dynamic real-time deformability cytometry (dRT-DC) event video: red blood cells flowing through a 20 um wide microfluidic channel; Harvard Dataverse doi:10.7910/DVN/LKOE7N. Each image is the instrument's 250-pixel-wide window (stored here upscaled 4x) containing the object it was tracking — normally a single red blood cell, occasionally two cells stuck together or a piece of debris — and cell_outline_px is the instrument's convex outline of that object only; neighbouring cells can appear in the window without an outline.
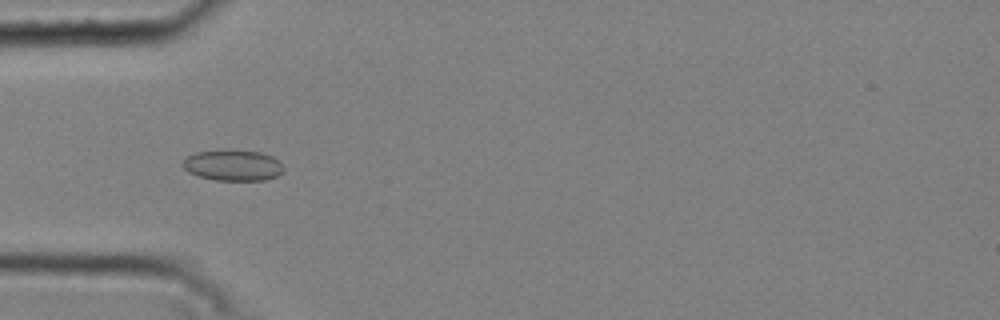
{"species": "common noctule bat (a hibernating species)", "species_latin": "Nyctalus noctula", "temperature_condition": "cold", "stored_images_in_passage": 27, "camera_frame_rate_fps": 3000, "um_per_image_px": 0.085, "animal": {"sex": "male", "body_mass_g": 20.4}, "frame": {"image": 1, "passage_image": 5, "time_ms": 1.333, "image_size_px": [1000, 320], "cell_outline_px": [[284, 172], [276, 176], [264, 180], [216, 180], [196, 176], [188, 172], [180, 164], [188, 156], [196, 152], [228, 148], [260, 152], [272, 156], [280, 160], [284, 168]], "centroid_in_image_um": [19.8, 14.03], "position_along_channel_um": 65.2, "area_um2": 18.67}}
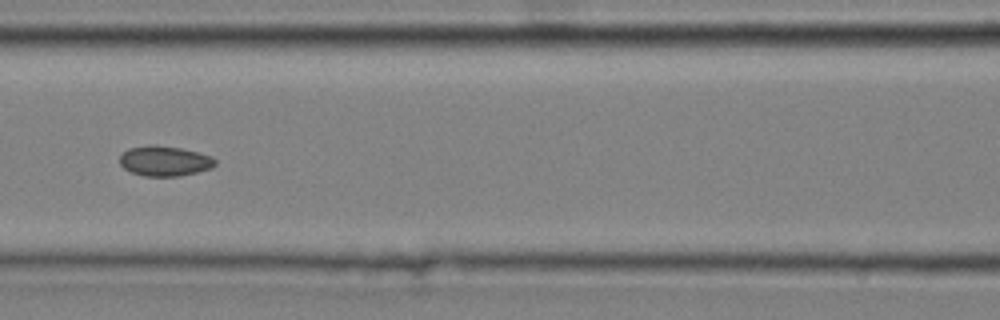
{"frame": {"image": 2, "passage_image": 12, "time_ms": 3.667, "image_size_px": [1000, 320], "cell_outline_px": [[216, 164], [212, 168], [180, 176], [144, 176], [132, 172], [124, 168], [120, 164], [120, 156], [128, 148], [148, 144], [152, 144], [180, 148], [212, 156], [216, 160]], "centroid_in_image_um": [13.99, 13.68], "position_along_channel_um": 152.6, "area_um2": 16.76}}
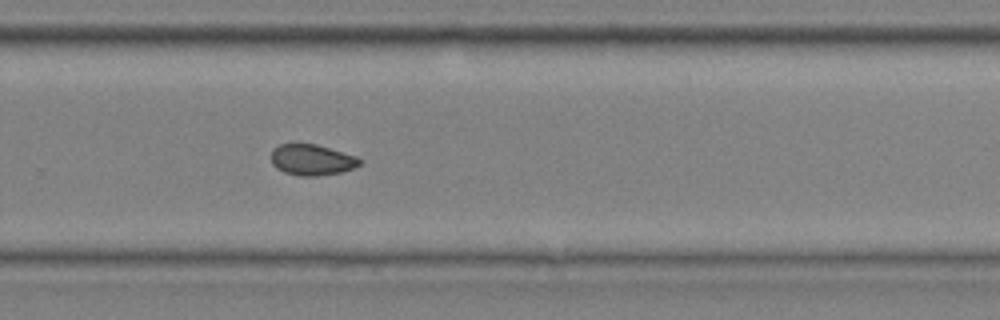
{"frame": {"image": 3, "passage_image": 24, "time_ms": 7.667, "image_size_px": [1000, 320], "cell_outline_px": [[364, 160], [360, 164], [352, 168], [340, 172], [316, 176], [300, 176], [284, 172], [276, 168], [272, 164], [272, 148], [280, 144], [316, 144], [356, 156]], "centroid_in_image_um": [26.5, 13.58], "position_along_channel_um": 303.3, "area_um2": 15.9}}